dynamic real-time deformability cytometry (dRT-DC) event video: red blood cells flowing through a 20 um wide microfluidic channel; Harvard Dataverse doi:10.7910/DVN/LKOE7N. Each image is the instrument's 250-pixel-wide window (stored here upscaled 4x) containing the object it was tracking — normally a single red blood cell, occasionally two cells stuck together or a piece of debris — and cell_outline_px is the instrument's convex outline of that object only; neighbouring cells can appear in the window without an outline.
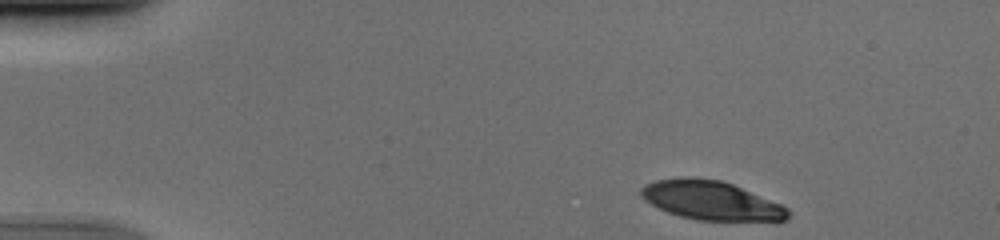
{"species": "human", "species_latin": "Homo sapiens", "temperature_condition": "cold", "stored_images_in_passage": 42, "camera_frame_rate_fps": 3000, "um_per_image_px": 0.085, "donor": {"sex": "male"}, "frame": {"image": 1, "passage_image": 1, "time_ms": 0.0, "image_size_px": [1000, 240], "cell_outline_px": [[788, 220], [776, 224], [696, 220], [680, 216], [668, 212], [644, 200], [640, 196], [640, 188], [644, 184], [656, 180], [680, 176], [692, 176], [720, 180], [732, 184], [780, 204], [788, 208]], "centroid_in_image_um": [60.51, 17.08], "position_along_channel_um": 24.5, "area_um2": 34.51}}
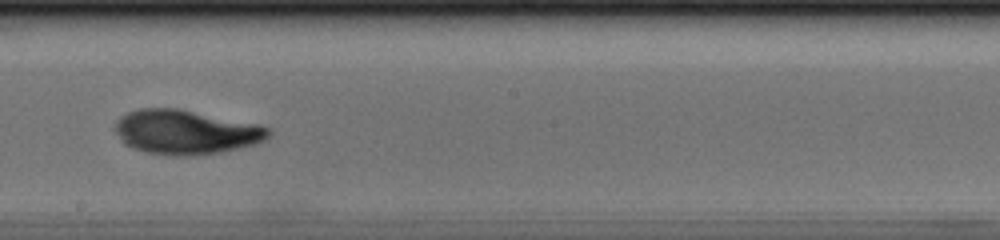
{"frame": {"image": 2, "passage_image": 24, "time_ms": 7.667, "image_size_px": [1000, 240], "cell_outline_px": [[272, 132], [264, 140], [256, 144], [240, 148], [220, 152], [192, 156], [172, 156], [148, 152], [132, 148], [124, 144], [116, 132], [116, 120], [120, 116], [128, 112], [140, 108], [176, 108], [260, 124], [268, 128]], "centroid_in_image_um": [15.8, 11.23], "position_along_channel_um": 232.4, "area_um2": 39.71}}
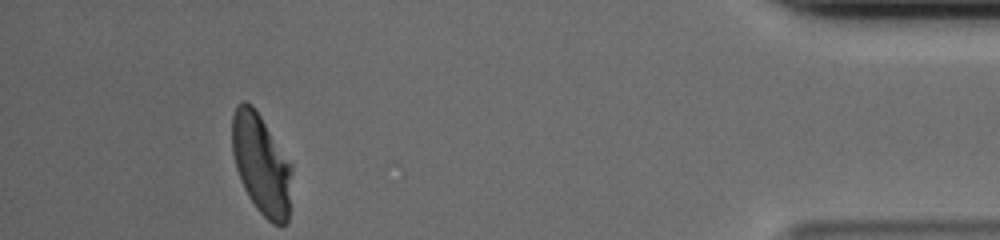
{"frame": {"image": 3, "passage_image": 42, "time_ms": 13.667, "image_size_px": [1000, 240], "cell_outline_px": [[292, 168], [288, 224], [272, 224], [256, 208], [248, 196], [240, 180], [236, 168], [232, 152], [232, 116], [236, 104], [240, 100], [244, 100], [252, 104], [292, 164]], "centroid_in_image_um": [22.2, 13.95], "position_along_channel_um": 413.0, "area_um2": 35.08}}